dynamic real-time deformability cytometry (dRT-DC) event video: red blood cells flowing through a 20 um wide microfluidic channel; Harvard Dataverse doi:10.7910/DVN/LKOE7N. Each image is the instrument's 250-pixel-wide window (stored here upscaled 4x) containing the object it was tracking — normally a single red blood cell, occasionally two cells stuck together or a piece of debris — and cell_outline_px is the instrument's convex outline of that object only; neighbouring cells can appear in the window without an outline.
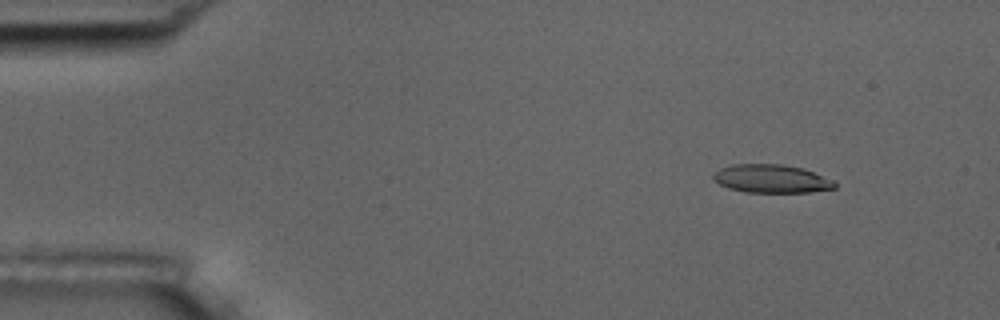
{"species": "common noctule bat (a hibernating species)", "species_latin": "Nyctalus noctula", "temperature_condition": "room temperature", "stored_images_in_passage": 4, "camera_frame_rate_fps": 3000, "um_per_image_px": 0.085, "animal": {"sex": "male", "body_mass_g": 17.5, "forearm_length_mm": 52.3}, "frame": {"image": 1, "passage_image": 2, "time_ms": 0.333, "image_size_px": [1000, 320], "cell_outline_px": [[836, 188], [808, 192], [744, 192], [728, 188], [712, 180], [712, 176], [720, 168], [732, 164], [780, 164], [804, 168], [832, 180], [836, 184]], "centroid_in_image_um": [65.54, 15.19], "position_along_channel_um": 19.5, "area_um2": 20.0}}
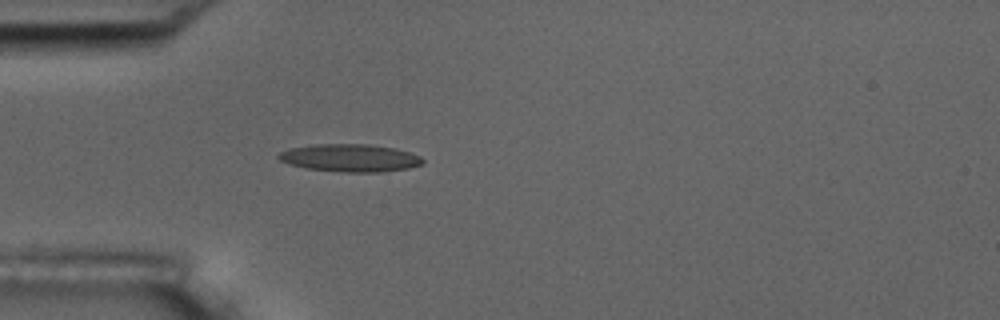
{"frame": {"image": 2, "passage_image": 4, "time_ms": 1.0, "image_size_px": [1000, 320], "cell_outline_px": [[424, 164], [408, 168], [380, 172], [344, 172], [304, 168], [280, 160], [276, 156], [280, 152], [288, 148], [312, 144], [368, 144], [396, 148], [420, 156], [424, 160]], "centroid_in_image_um": [29.75, 13.41], "position_along_channel_um": 55.2, "area_um2": 23.29}}